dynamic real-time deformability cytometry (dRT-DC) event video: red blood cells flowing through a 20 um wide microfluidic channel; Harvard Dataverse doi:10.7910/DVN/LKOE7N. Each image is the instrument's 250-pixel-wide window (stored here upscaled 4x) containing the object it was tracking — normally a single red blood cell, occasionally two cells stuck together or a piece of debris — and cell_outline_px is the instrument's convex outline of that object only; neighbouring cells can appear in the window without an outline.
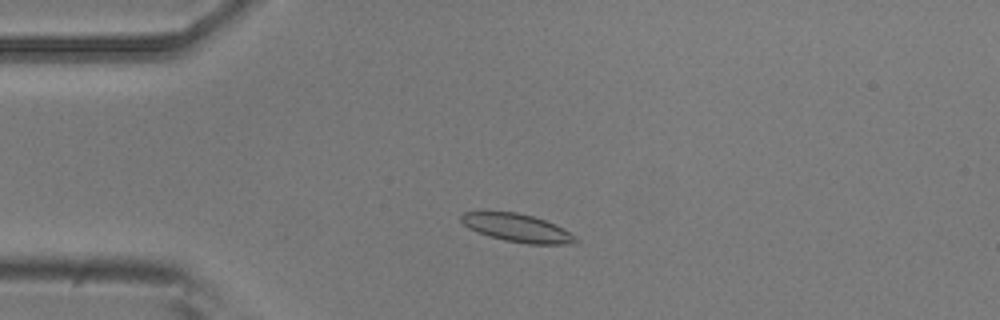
{"species": "common noctule bat (a hibernating species)", "species_latin": "Nyctalus noctula", "temperature_condition": "room temperature", "stored_images_in_passage": 3, "camera_frame_rate_fps": 3000, "um_per_image_px": 0.085, "animal": {"sex": "male", "body_mass_g": 20.5, "forearm_length_mm": 52.5}, "frame": {"image": 1, "passage_image": 2, "time_ms": 2.0, "image_size_px": [1000, 320], "cell_outline_px": [[580, 240], [568, 244], [528, 244], [504, 240], [488, 236], [476, 232], [468, 228], [460, 220], [460, 216], [464, 212], [516, 212], [532, 216], [544, 220], [576, 236]], "centroid_in_image_um": [43.92, 19.38], "position_along_channel_um": 41.1, "area_um2": 18.44}}